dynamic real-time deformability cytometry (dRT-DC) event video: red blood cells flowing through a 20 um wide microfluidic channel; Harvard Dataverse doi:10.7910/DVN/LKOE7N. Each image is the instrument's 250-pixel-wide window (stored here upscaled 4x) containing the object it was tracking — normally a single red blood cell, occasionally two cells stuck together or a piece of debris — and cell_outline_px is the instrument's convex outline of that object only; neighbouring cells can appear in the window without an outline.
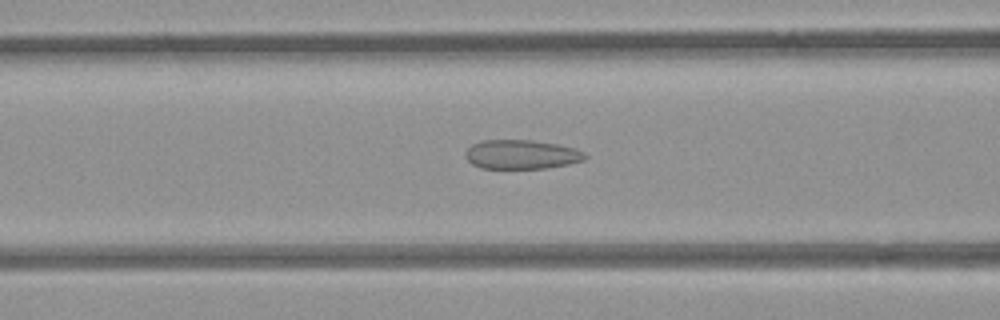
{"species": "common noctule bat (a hibernating species)", "species_latin": "Nyctalus noctula", "temperature_condition": "room temperature", "stored_images_in_passage": 53, "camera_frame_rate_fps": 3000, "um_per_image_px": 0.085, "animal": {"sex": "female", "body_mass_g": 21.9}, "frame": {"image": 1, "passage_image": 21, "time_ms": 6.667, "image_size_px": [1000, 320], "cell_outline_px": [[588, 156], [584, 160], [568, 164], [544, 168], [480, 168], [472, 164], [464, 156], [464, 152], [472, 144], [480, 140], [532, 140], [556, 144], [576, 148], [584, 152]], "centroid_in_image_um": [44.3, 13.12], "position_along_channel_um": 122.3, "area_um2": 20.4}}
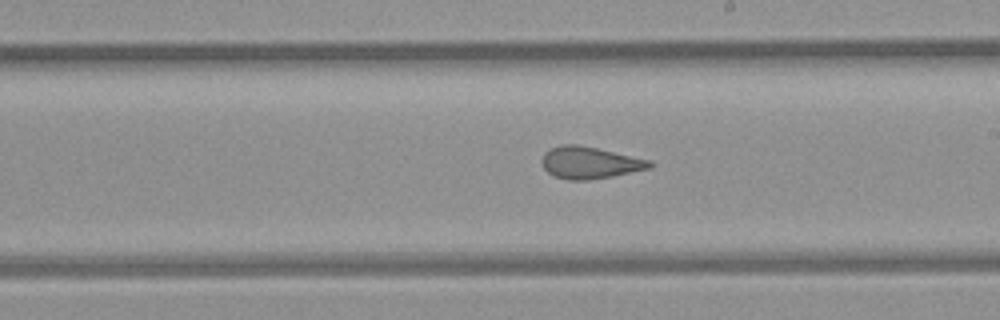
{"frame": {"image": 2, "passage_image": 30, "time_ms": 9.667, "image_size_px": [1000, 320], "cell_outline_px": [[656, 164], [652, 168], [612, 176], [588, 180], [568, 180], [556, 176], [548, 172], [544, 168], [540, 160], [544, 152], [560, 144], [576, 144], [596, 148], [652, 160]], "centroid_in_image_um": [50.16, 13.82], "position_along_channel_um": 238.8, "area_um2": 20.17}}
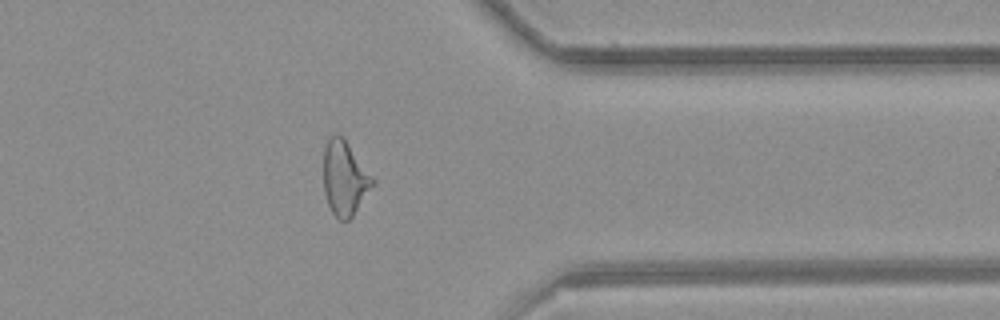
{"frame": {"image": 3, "passage_image": 42, "time_ms": 13.667, "image_size_px": [1000, 320], "cell_outline_px": [[376, 184], [352, 216], [348, 220], [340, 220], [332, 212], [328, 204], [324, 192], [324, 148], [332, 132], [336, 132], [348, 144], [376, 180]], "centroid_in_image_um": [29.31, 15.15], "position_along_channel_um": 382.1, "area_um2": 21.27}, "authors_computed_cell_mechanics": {"area_um2": 21.964, "velocity_mm_per_s": 3.8786, "shape_relaxation_time_tau1_ms": null, "shape_relaxation_time_tau2_ms": 1.3704, "deformation_change_tau1": null, "deformation_change_tau2": 0.0835}}